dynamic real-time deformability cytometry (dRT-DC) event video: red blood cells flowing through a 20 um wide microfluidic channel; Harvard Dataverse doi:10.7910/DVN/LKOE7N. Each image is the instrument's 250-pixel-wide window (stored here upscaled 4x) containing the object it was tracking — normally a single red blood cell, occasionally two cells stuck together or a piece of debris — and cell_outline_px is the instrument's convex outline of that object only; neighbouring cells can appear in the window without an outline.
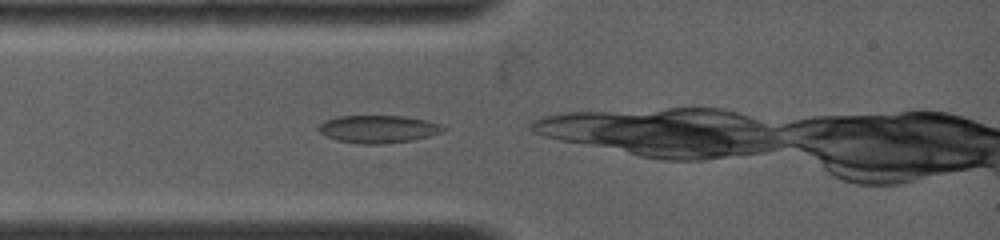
{"species": "common noctule bat (a hibernating species)", "species_latin": "Nyctalus noctula", "temperature_condition": "warm", "stored_images_in_passage": 1, "camera_frame_rate_fps": 4500, "um_per_image_px": 0.085, "animal": {"sex": "female", "body_mass_g": 19.0, "forearm_length_mm": 53.3}, "frame": {"image": 1, "passage_image": 1, "time_ms": 0.0, "image_size_px": [1000, 240], "cell_outline_px": [[448, 128], [440, 132], [428, 136], [412, 140], [380, 144], [360, 144], [336, 140], [324, 136], [316, 128], [324, 120], [336, 116], [404, 116], [424, 120], [440, 124]], "centroid_in_image_um": [32.09, 10.97], "position_along_channel_um": 52.9, "area_um2": 20.11}}